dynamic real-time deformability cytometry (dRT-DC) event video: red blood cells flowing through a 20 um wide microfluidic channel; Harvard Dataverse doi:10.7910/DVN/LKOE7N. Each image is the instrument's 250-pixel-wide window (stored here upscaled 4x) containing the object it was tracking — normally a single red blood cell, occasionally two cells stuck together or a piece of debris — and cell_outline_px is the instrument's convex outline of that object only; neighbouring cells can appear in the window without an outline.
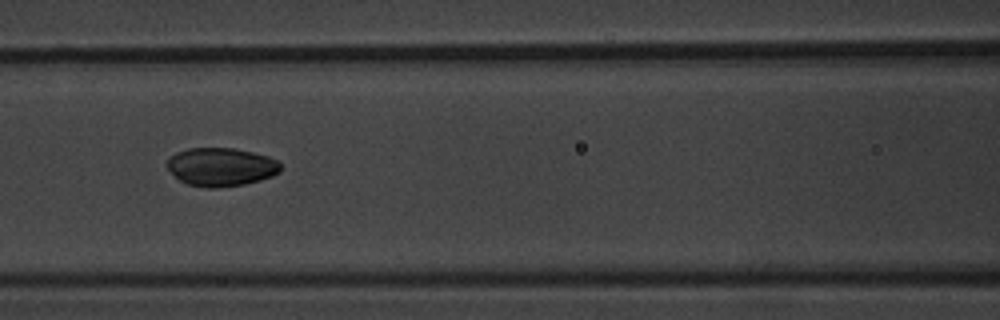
{"species": "common noctule bat (a hibernating species)", "species_latin": "Nyctalus noctula", "temperature_condition": "warm", "stored_images_in_passage": 7, "camera_frame_rate_fps": 3000, "um_per_image_px": 0.085, "animal": {"sex": "male", "body_mass_g": 20.1, "forearm_length_mm": 53.5}, "frame": {"image": 1, "passage_image": 5, "time_ms": 5.0, "image_size_px": [1000, 320], "cell_outline_px": [[280, 172], [272, 176], [260, 180], [244, 184], [216, 188], [204, 188], [188, 184], [180, 180], [164, 164], [168, 156], [176, 152], [188, 148], [232, 148], [252, 152], [268, 156], [276, 160], [280, 164]], "centroid_in_image_um": [18.75, 14.18], "position_along_channel_um": 147.8, "area_um2": 25.49}}
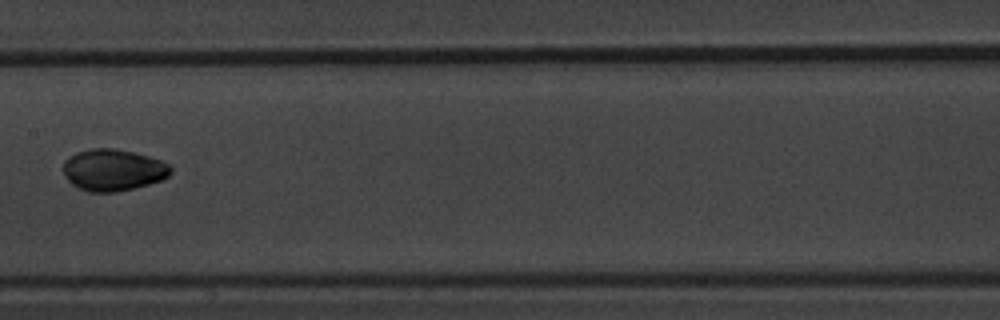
{"frame": {"image": 2, "passage_image": 6, "time_ms": 6.333, "image_size_px": [1000, 320], "cell_outline_px": [[172, 172], [168, 176], [160, 180], [148, 184], [116, 192], [88, 192], [76, 188], [64, 176], [64, 160], [68, 156], [76, 152], [92, 148], [116, 148], [148, 156], [172, 164]], "centroid_in_image_um": [9.6, 14.44], "position_along_channel_um": 197.8, "area_um2": 26.3}}
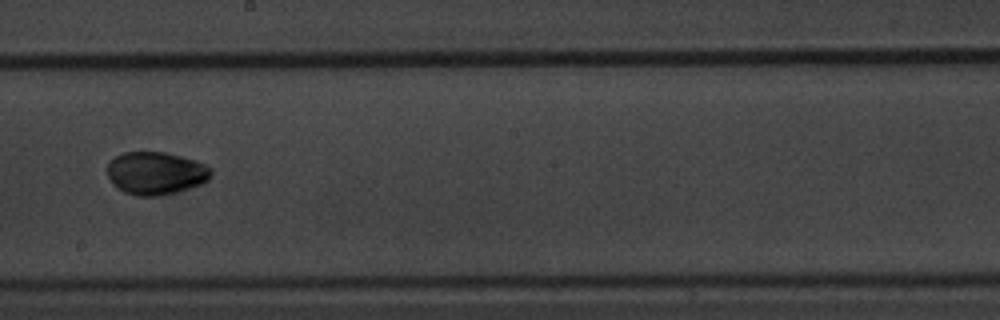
{"frame": {"image": 3, "passage_image": 7, "time_ms": 7.333, "image_size_px": [1000, 320], "cell_outline_px": [[212, 172], [208, 180], [204, 184], [156, 196], [136, 196], [124, 192], [116, 188], [108, 176], [108, 160], [124, 152], [164, 152], [196, 160], [212, 168]], "centroid_in_image_um": [13.24, 14.71], "position_along_channel_um": 235.0, "area_um2": 25.89}}